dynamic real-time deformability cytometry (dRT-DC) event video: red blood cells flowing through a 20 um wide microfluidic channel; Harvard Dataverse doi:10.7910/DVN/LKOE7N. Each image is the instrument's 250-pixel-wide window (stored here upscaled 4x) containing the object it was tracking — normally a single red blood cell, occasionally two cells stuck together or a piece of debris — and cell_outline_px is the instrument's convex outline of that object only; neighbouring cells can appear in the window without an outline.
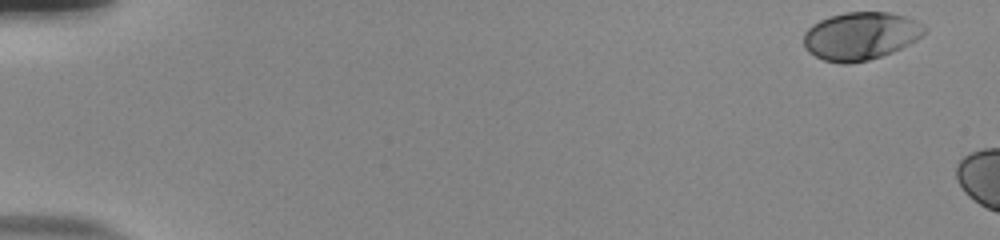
{"species": "human", "species_latin": "Homo sapiens", "temperature_condition": "room temperature", "stored_images_in_passage": 15, "camera_frame_rate_fps": 3000, "um_per_image_px": 0.085, "donor": {"sex": "male"}, "frame": {"image": 1, "passage_image": 1, "time_ms": 0.0, "image_size_px": [1000, 240], "cell_outline_px": [[924, 32], [916, 40], [892, 52], [868, 60], [848, 64], [840, 64], [824, 60], [808, 52], [804, 48], [804, 32], [812, 24], [820, 20], [832, 16], [848, 12], [888, 12], [904, 16], [920, 24], [924, 28]], "centroid_in_image_um": [73.09, 3.07], "position_along_channel_um": 11.9, "area_um2": 33.29}}